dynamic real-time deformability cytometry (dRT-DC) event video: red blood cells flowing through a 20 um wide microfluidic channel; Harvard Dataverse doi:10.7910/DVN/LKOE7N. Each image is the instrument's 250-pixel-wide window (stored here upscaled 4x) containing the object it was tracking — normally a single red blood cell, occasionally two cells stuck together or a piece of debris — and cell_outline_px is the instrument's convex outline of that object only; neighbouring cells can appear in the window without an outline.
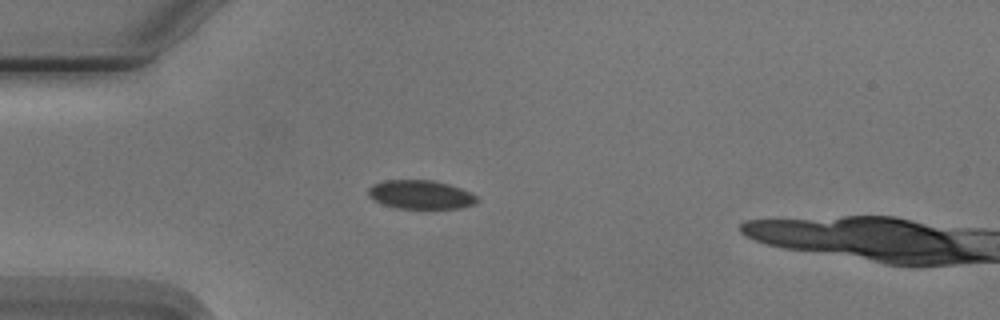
{"species": "Egyptian fruit bat (a non-hibernating species)", "species_latin": "Rousettus aegyptiacus", "temperature_condition": "cold", "stored_images_in_passage": 1, "camera_frame_rate_fps": 3000, "um_per_image_px": 0.085, "animal": {"sex": "male"}, "frame": {"image": 1, "passage_image": 1, "time_ms": 0.0, "image_size_px": [1000, 320], "cell_outline_px": [[480, 200], [476, 204], [460, 208], [396, 208], [384, 204], [368, 196], [368, 188], [372, 184], [384, 180], [432, 180], [448, 184], [460, 188], [476, 196]], "centroid_in_image_um": [35.75, 16.54], "position_along_channel_um": 49.2, "area_um2": 18.15}}